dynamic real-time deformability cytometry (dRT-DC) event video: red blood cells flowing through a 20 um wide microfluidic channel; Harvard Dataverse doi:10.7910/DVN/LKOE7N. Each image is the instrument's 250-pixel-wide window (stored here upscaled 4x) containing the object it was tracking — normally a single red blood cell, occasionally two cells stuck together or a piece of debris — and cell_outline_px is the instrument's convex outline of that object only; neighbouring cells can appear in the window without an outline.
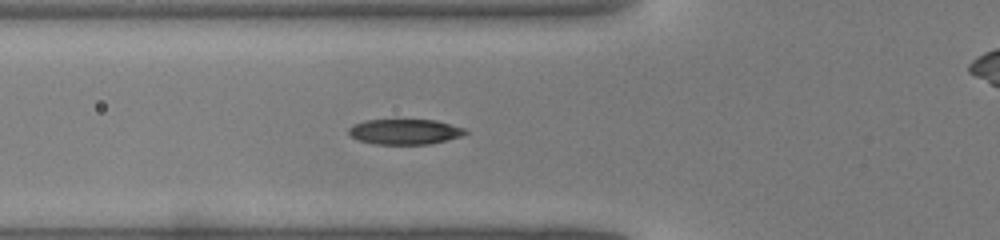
{"species": "common noctule bat (a hibernating species)", "species_latin": "Nyctalus noctula", "temperature_condition": "warm", "stored_images_in_passage": 30, "camera_frame_rate_fps": 3000, "um_per_image_px": 0.085, "animal": {"sex": "male", "body_mass_g": 19.0, "forearm_length_mm": 50.8}, "frame": {"image": 1, "passage_image": 2, "time_ms": 0.333, "image_size_px": [1000, 240], "cell_outline_px": [[468, 132], [460, 136], [428, 144], [372, 144], [360, 140], [352, 136], [348, 132], [348, 128], [352, 124], [364, 120], [436, 120], [464, 128]], "centroid_in_image_um": [34.36, 11.19], "position_along_channel_um": 91.4, "area_um2": 17.05}}
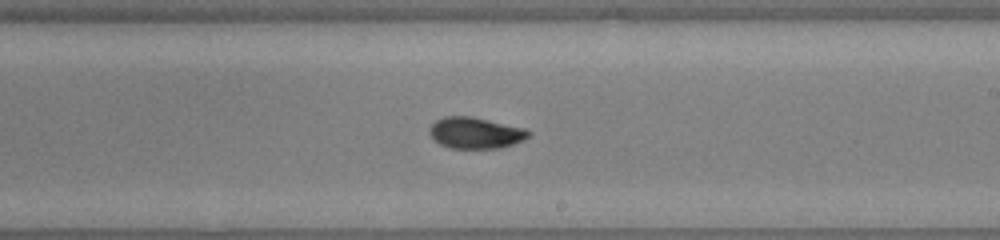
{"frame": {"image": 2, "passage_image": 12, "time_ms": 3.667, "image_size_px": [1000, 240], "cell_outline_px": [[532, 132], [524, 140], [500, 148], [452, 148], [440, 144], [432, 136], [432, 124], [436, 120], [444, 116], [472, 116], [524, 128]], "centroid_in_image_um": [40.46, 11.29], "position_along_channel_um": 248.5, "area_um2": 17.74}}
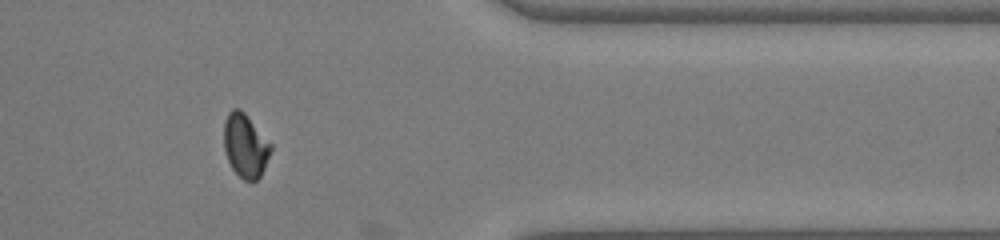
{"frame": {"image": 3, "passage_image": 22, "time_ms": 7.0, "image_size_px": [1000, 240], "cell_outline_px": [[272, 148], [264, 168], [260, 176], [256, 180], [244, 180], [232, 168], [228, 160], [224, 148], [224, 120], [228, 112], [232, 108], [240, 108], [244, 112], [272, 144]], "centroid_in_image_um": [20.84, 12.34], "position_along_channel_um": 390.6, "area_um2": 17.28}}